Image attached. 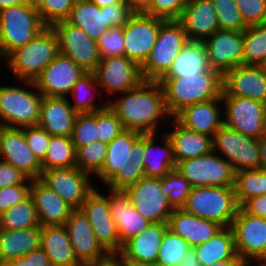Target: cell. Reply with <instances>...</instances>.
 <instances>
[{"instance_id": "cell-47", "label": "cell", "mask_w": 266, "mask_h": 266, "mask_svg": "<svg viewBox=\"0 0 266 266\" xmlns=\"http://www.w3.org/2000/svg\"><path fill=\"white\" fill-rule=\"evenodd\" d=\"M215 6L219 29L243 32L248 26L242 19L235 0H211Z\"/></svg>"}, {"instance_id": "cell-9", "label": "cell", "mask_w": 266, "mask_h": 266, "mask_svg": "<svg viewBox=\"0 0 266 266\" xmlns=\"http://www.w3.org/2000/svg\"><path fill=\"white\" fill-rule=\"evenodd\" d=\"M231 228L235 251L245 265L260 266L266 262V218L248 214L239 207Z\"/></svg>"}, {"instance_id": "cell-55", "label": "cell", "mask_w": 266, "mask_h": 266, "mask_svg": "<svg viewBox=\"0 0 266 266\" xmlns=\"http://www.w3.org/2000/svg\"><path fill=\"white\" fill-rule=\"evenodd\" d=\"M31 184L0 188V215L30 195Z\"/></svg>"}, {"instance_id": "cell-29", "label": "cell", "mask_w": 266, "mask_h": 266, "mask_svg": "<svg viewBox=\"0 0 266 266\" xmlns=\"http://www.w3.org/2000/svg\"><path fill=\"white\" fill-rule=\"evenodd\" d=\"M109 205L122 246L151 224L133 207L123 191L109 190Z\"/></svg>"}, {"instance_id": "cell-12", "label": "cell", "mask_w": 266, "mask_h": 266, "mask_svg": "<svg viewBox=\"0 0 266 266\" xmlns=\"http://www.w3.org/2000/svg\"><path fill=\"white\" fill-rule=\"evenodd\" d=\"M213 151L227 160L234 171L260 169L258 139L250 138L224 124L212 137Z\"/></svg>"}, {"instance_id": "cell-45", "label": "cell", "mask_w": 266, "mask_h": 266, "mask_svg": "<svg viewBox=\"0 0 266 266\" xmlns=\"http://www.w3.org/2000/svg\"><path fill=\"white\" fill-rule=\"evenodd\" d=\"M107 155V144L95 141L76 149V167L95 177L102 169Z\"/></svg>"}, {"instance_id": "cell-15", "label": "cell", "mask_w": 266, "mask_h": 266, "mask_svg": "<svg viewBox=\"0 0 266 266\" xmlns=\"http://www.w3.org/2000/svg\"><path fill=\"white\" fill-rule=\"evenodd\" d=\"M123 192L146 220L151 223H168L174 209L162 192L160 178L143 177Z\"/></svg>"}, {"instance_id": "cell-56", "label": "cell", "mask_w": 266, "mask_h": 266, "mask_svg": "<svg viewBox=\"0 0 266 266\" xmlns=\"http://www.w3.org/2000/svg\"><path fill=\"white\" fill-rule=\"evenodd\" d=\"M31 183L32 180L21 171L17 170L11 164L0 160V188Z\"/></svg>"}, {"instance_id": "cell-2", "label": "cell", "mask_w": 266, "mask_h": 266, "mask_svg": "<svg viewBox=\"0 0 266 266\" xmlns=\"http://www.w3.org/2000/svg\"><path fill=\"white\" fill-rule=\"evenodd\" d=\"M158 82L172 118L187 106L219 98L223 90L222 76L212 69L182 78L162 77Z\"/></svg>"}, {"instance_id": "cell-21", "label": "cell", "mask_w": 266, "mask_h": 266, "mask_svg": "<svg viewBox=\"0 0 266 266\" xmlns=\"http://www.w3.org/2000/svg\"><path fill=\"white\" fill-rule=\"evenodd\" d=\"M221 96L251 98L266 104V75L262 66L239 65L222 77Z\"/></svg>"}, {"instance_id": "cell-23", "label": "cell", "mask_w": 266, "mask_h": 266, "mask_svg": "<svg viewBox=\"0 0 266 266\" xmlns=\"http://www.w3.org/2000/svg\"><path fill=\"white\" fill-rule=\"evenodd\" d=\"M66 226L75 257L80 263H93L109 254L98 243L88 218L81 209H74Z\"/></svg>"}, {"instance_id": "cell-57", "label": "cell", "mask_w": 266, "mask_h": 266, "mask_svg": "<svg viewBox=\"0 0 266 266\" xmlns=\"http://www.w3.org/2000/svg\"><path fill=\"white\" fill-rule=\"evenodd\" d=\"M2 266H52L48 256L39 247L26 256L10 260Z\"/></svg>"}, {"instance_id": "cell-19", "label": "cell", "mask_w": 266, "mask_h": 266, "mask_svg": "<svg viewBox=\"0 0 266 266\" xmlns=\"http://www.w3.org/2000/svg\"><path fill=\"white\" fill-rule=\"evenodd\" d=\"M85 73L72 59L59 53L33 82L42 96L68 98L74 84Z\"/></svg>"}, {"instance_id": "cell-65", "label": "cell", "mask_w": 266, "mask_h": 266, "mask_svg": "<svg viewBox=\"0 0 266 266\" xmlns=\"http://www.w3.org/2000/svg\"><path fill=\"white\" fill-rule=\"evenodd\" d=\"M25 0H0V11L7 9L8 7L25 4Z\"/></svg>"}, {"instance_id": "cell-67", "label": "cell", "mask_w": 266, "mask_h": 266, "mask_svg": "<svg viewBox=\"0 0 266 266\" xmlns=\"http://www.w3.org/2000/svg\"><path fill=\"white\" fill-rule=\"evenodd\" d=\"M25 1L26 4L38 10L43 5L45 0H25Z\"/></svg>"}, {"instance_id": "cell-11", "label": "cell", "mask_w": 266, "mask_h": 266, "mask_svg": "<svg viewBox=\"0 0 266 266\" xmlns=\"http://www.w3.org/2000/svg\"><path fill=\"white\" fill-rule=\"evenodd\" d=\"M223 105V124L259 139L266 134V104L251 98L221 96Z\"/></svg>"}, {"instance_id": "cell-1", "label": "cell", "mask_w": 266, "mask_h": 266, "mask_svg": "<svg viewBox=\"0 0 266 266\" xmlns=\"http://www.w3.org/2000/svg\"><path fill=\"white\" fill-rule=\"evenodd\" d=\"M108 106L125 130L143 134L159 133L161 121L172 118L166 108L164 92L158 81H143L134 89L108 96ZM164 119V120H163Z\"/></svg>"}, {"instance_id": "cell-62", "label": "cell", "mask_w": 266, "mask_h": 266, "mask_svg": "<svg viewBox=\"0 0 266 266\" xmlns=\"http://www.w3.org/2000/svg\"><path fill=\"white\" fill-rule=\"evenodd\" d=\"M134 12H144L150 5L152 0H127Z\"/></svg>"}, {"instance_id": "cell-27", "label": "cell", "mask_w": 266, "mask_h": 266, "mask_svg": "<svg viewBox=\"0 0 266 266\" xmlns=\"http://www.w3.org/2000/svg\"><path fill=\"white\" fill-rule=\"evenodd\" d=\"M77 112L67 97L43 96L38 126L51 136H71Z\"/></svg>"}, {"instance_id": "cell-63", "label": "cell", "mask_w": 266, "mask_h": 266, "mask_svg": "<svg viewBox=\"0 0 266 266\" xmlns=\"http://www.w3.org/2000/svg\"><path fill=\"white\" fill-rule=\"evenodd\" d=\"M260 149V169H266V134L258 139Z\"/></svg>"}, {"instance_id": "cell-48", "label": "cell", "mask_w": 266, "mask_h": 266, "mask_svg": "<svg viewBox=\"0 0 266 266\" xmlns=\"http://www.w3.org/2000/svg\"><path fill=\"white\" fill-rule=\"evenodd\" d=\"M123 131L125 128L122 122L109 106L97 111V141L108 144Z\"/></svg>"}, {"instance_id": "cell-8", "label": "cell", "mask_w": 266, "mask_h": 266, "mask_svg": "<svg viewBox=\"0 0 266 266\" xmlns=\"http://www.w3.org/2000/svg\"><path fill=\"white\" fill-rule=\"evenodd\" d=\"M186 32L178 20H166L159 29L149 57L141 66L145 81H159L170 69L179 52L188 42Z\"/></svg>"}, {"instance_id": "cell-30", "label": "cell", "mask_w": 266, "mask_h": 266, "mask_svg": "<svg viewBox=\"0 0 266 266\" xmlns=\"http://www.w3.org/2000/svg\"><path fill=\"white\" fill-rule=\"evenodd\" d=\"M223 227L215 222L174 209L168 220V229L181 236L190 247L194 248L207 242Z\"/></svg>"}, {"instance_id": "cell-46", "label": "cell", "mask_w": 266, "mask_h": 266, "mask_svg": "<svg viewBox=\"0 0 266 266\" xmlns=\"http://www.w3.org/2000/svg\"><path fill=\"white\" fill-rule=\"evenodd\" d=\"M70 139L75 149L97 141V112L78 113Z\"/></svg>"}, {"instance_id": "cell-28", "label": "cell", "mask_w": 266, "mask_h": 266, "mask_svg": "<svg viewBox=\"0 0 266 266\" xmlns=\"http://www.w3.org/2000/svg\"><path fill=\"white\" fill-rule=\"evenodd\" d=\"M30 196L37 210L40 226L64 225L74 210L72 206L39 179L32 180Z\"/></svg>"}, {"instance_id": "cell-42", "label": "cell", "mask_w": 266, "mask_h": 266, "mask_svg": "<svg viewBox=\"0 0 266 266\" xmlns=\"http://www.w3.org/2000/svg\"><path fill=\"white\" fill-rule=\"evenodd\" d=\"M243 41L242 64L262 66L266 62V24L248 26Z\"/></svg>"}, {"instance_id": "cell-26", "label": "cell", "mask_w": 266, "mask_h": 266, "mask_svg": "<svg viewBox=\"0 0 266 266\" xmlns=\"http://www.w3.org/2000/svg\"><path fill=\"white\" fill-rule=\"evenodd\" d=\"M221 105L220 96L217 99L187 106L173 118L189 130L213 137L223 125V106Z\"/></svg>"}, {"instance_id": "cell-38", "label": "cell", "mask_w": 266, "mask_h": 266, "mask_svg": "<svg viewBox=\"0 0 266 266\" xmlns=\"http://www.w3.org/2000/svg\"><path fill=\"white\" fill-rule=\"evenodd\" d=\"M70 94L72 100L68 98L69 103L77 113H94L102 111L108 106L106 98L101 105L95 102L96 98L101 97L103 93L98 86L97 77L93 72H86L74 84Z\"/></svg>"}, {"instance_id": "cell-14", "label": "cell", "mask_w": 266, "mask_h": 266, "mask_svg": "<svg viewBox=\"0 0 266 266\" xmlns=\"http://www.w3.org/2000/svg\"><path fill=\"white\" fill-rule=\"evenodd\" d=\"M94 189L82 203L81 210L88 218L98 243L108 254H119L122 245L118 236L116 223L112 218L109 205V190L99 192Z\"/></svg>"}, {"instance_id": "cell-54", "label": "cell", "mask_w": 266, "mask_h": 266, "mask_svg": "<svg viewBox=\"0 0 266 266\" xmlns=\"http://www.w3.org/2000/svg\"><path fill=\"white\" fill-rule=\"evenodd\" d=\"M22 130L28 147L41 162L47 153L51 135L39 126L23 127Z\"/></svg>"}, {"instance_id": "cell-4", "label": "cell", "mask_w": 266, "mask_h": 266, "mask_svg": "<svg viewBox=\"0 0 266 266\" xmlns=\"http://www.w3.org/2000/svg\"><path fill=\"white\" fill-rule=\"evenodd\" d=\"M18 83L25 86L0 85V121L10 128L38 126L43 96L33 81Z\"/></svg>"}, {"instance_id": "cell-31", "label": "cell", "mask_w": 266, "mask_h": 266, "mask_svg": "<svg viewBox=\"0 0 266 266\" xmlns=\"http://www.w3.org/2000/svg\"><path fill=\"white\" fill-rule=\"evenodd\" d=\"M161 134L162 135H160V133L144 134L143 163L145 166V177L161 179L177 166L171 141L165 132ZM159 139L162 143L161 146L157 143Z\"/></svg>"}, {"instance_id": "cell-13", "label": "cell", "mask_w": 266, "mask_h": 266, "mask_svg": "<svg viewBox=\"0 0 266 266\" xmlns=\"http://www.w3.org/2000/svg\"><path fill=\"white\" fill-rule=\"evenodd\" d=\"M59 53L72 59L85 72H94L101 60L97 42L78 26L65 21L52 24Z\"/></svg>"}, {"instance_id": "cell-18", "label": "cell", "mask_w": 266, "mask_h": 266, "mask_svg": "<svg viewBox=\"0 0 266 266\" xmlns=\"http://www.w3.org/2000/svg\"><path fill=\"white\" fill-rule=\"evenodd\" d=\"M93 73L101 92L110 96L134 89L144 81L141 66L126 56L102 58Z\"/></svg>"}, {"instance_id": "cell-41", "label": "cell", "mask_w": 266, "mask_h": 266, "mask_svg": "<svg viewBox=\"0 0 266 266\" xmlns=\"http://www.w3.org/2000/svg\"><path fill=\"white\" fill-rule=\"evenodd\" d=\"M234 188L239 207L255 196L266 195V169L237 171Z\"/></svg>"}, {"instance_id": "cell-10", "label": "cell", "mask_w": 266, "mask_h": 266, "mask_svg": "<svg viewBox=\"0 0 266 266\" xmlns=\"http://www.w3.org/2000/svg\"><path fill=\"white\" fill-rule=\"evenodd\" d=\"M176 169L193 187H234L233 166L214 151L177 163Z\"/></svg>"}, {"instance_id": "cell-33", "label": "cell", "mask_w": 266, "mask_h": 266, "mask_svg": "<svg viewBox=\"0 0 266 266\" xmlns=\"http://www.w3.org/2000/svg\"><path fill=\"white\" fill-rule=\"evenodd\" d=\"M40 248L52 266H79L65 225L41 226Z\"/></svg>"}, {"instance_id": "cell-39", "label": "cell", "mask_w": 266, "mask_h": 266, "mask_svg": "<svg viewBox=\"0 0 266 266\" xmlns=\"http://www.w3.org/2000/svg\"><path fill=\"white\" fill-rule=\"evenodd\" d=\"M33 227L41 226L30 195L0 215V229L20 230Z\"/></svg>"}, {"instance_id": "cell-44", "label": "cell", "mask_w": 266, "mask_h": 266, "mask_svg": "<svg viewBox=\"0 0 266 266\" xmlns=\"http://www.w3.org/2000/svg\"><path fill=\"white\" fill-rule=\"evenodd\" d=\"M189 248L191 247L181 236L167 229L159 248L156 264L158 266L181 265Z\"/></svg>"}, {"instance_id": "cell-70", "label": "cell", "mask_w": 266, "mask_h": 266, "mask_svg": "<svg viewBox=\"0 0 266 266\" xmlns=\"http://www.w3.org/2000/svg\"><path fill=\"white\" fill-rule=\"evenodd\" d=\"M79 266H93V263H89V264L81 263Z\"/></svg>"}, {"instance_id": "cell-51", "label": "cell", "mask_w": 266, "mask_h": 266, "mask_svg": "<svg viewBox=\"0 0 266 266\" xmlns=\"http://www.w3.org/2000/svg\"><path fill=\"white\" fill-rule=\"evenodd\" d=\"M187 2L188 0H152L143 13L165 20H178Z\"/></svg>"}, {"instance_id": "cell-32", "label": "cell", "mask_w": 266, "mask_h": 266, "mask_svg": "<svg viewBox=\"0 0 266 266\" xmlns=\"http://www.w3.org/2000/svg\"><path fill=\"white\" fill-rule=\"evenodd\" d=\"M172 130L167 131L176 163L204 156L213 151L212 137L189 130L171 118Z\"/></svg>"}, {"instance_id": "cell-61", "label": "cell", "mask_w": 266, "mask_h": 266, "mask_svg": "<svg viewBox=\"0 0 266 266\" xmlns=\"http://www.w3.org/2000/svg\"><path fill=\"white\" fill-rule=\"evenodd\" d=\"M181 266H201L194 248L191 247L188 249L185 256L183 257Z\"/></svg>"}, {"instance_id": "cell-50", "label": "cell", "mask_w": 266, "mask_h": 266, "mask_svg": "<svg viewBox=\"0 0 266 266\" xmlns=\"http://www.w3.org/2000/svg\"><path fill=\"white\" fill-rule=\"evenodd\" d=\"M102 58L124 56V33L122 27H111L105 31L97 41Z\"/></svg>"}, {"instance_id": "cell-3", "label": "cell", "mask_w": 266, "mask_h": 266, "mask_svg": "<svg viewBox=\"0 0 266 266\" xmlns=\"http://www.w3.org/2000/svg\"><path fill=\"white\" fill-rule=\"evenodd\" d=\"M59 54L56 35L51 27L47 26L31 41L15 48L2 60L7 70L17 80L34 79Z\"/></svg>"}, {"instance_id": "cell-36", "label": "cell", "mask_w": 266, "mask_h": 266, "mask_svg": "<svg viewBox=\"0 0 266 266\" xmlns=\"http://www.w3.org/2000/svg\"><path fill=\"white\" fill-rule=\"evenodd\" d=\"M209 69L207 52L203 41L189 40L163 77L182 78V76H194Z\"/></svg>"}, {"instance_id": "cell-49", "label": "cell", "mask_w": 266, "mask_h": 266, "mask_svg": "<svg viewBox=\"0 0 266 266\" xmlns=\"http://www.w3.org/2000/svg\"><path fill=\"white\" fill-rule=\"evenodd\" d=\"M76 0H45L38 9L39 16L46 26L65 21Z\"/></svg>"}, {"instance_id": "cell-24", "label": "cell", "mask_w": 266, "mask_h": 266, "mask_svg": "<svg viewBox=\"0 0 266 266\" xmlns=\"http://www.w3.org/2000/svg\"><path fill=\"white\" fill-rule=\"evenodd\" d=\"M168 223H151L140 234L128 240L118 254L125 263L156 264Z\"/></svg>"}, {"instance_id": "cell-16", "label": "cell", "mask_w": 266, "mask_h": 266, "mask_svg": "<svg viewBox=\"0 0 266 266\" xmlns=\"http://www.w3.org/2000/svg\"><path fill=\"white\" fill-rule=\"evenodd\" d=\"M165 19L135 12L123 26L124 56L140 66L150 55Z\"/></svg>"}, {"instance_id": "cell-17", "label": "cell", "mask_w": 266, "mask_h": 266, "mask_svg": "<svg viewBox=\"0 0 266 266\" xmlns=\"http://www.w3.org/2000/svg\"><path fill=\"white\" fill-rule=\"evenodd\" d=\"M90 176L75 166L43 170L39 180L74 209H80L87 196L97 188Z\"/></svg>"}, {"instance_id": "cell-58", "label": "cell", "mask_w": 266, "mask_h": 266, "mask_svg": "<svg viewBox=\"0 0 266 266\" xmlns=\"http://www.w3.org/2000/svg\"><path fill=\"white\" fill-rule=\"evenodd\" d=\"M241 208L250 215L266 218V195L255 196L247 200Z\"/></svg>"}, {"instance_id": "cell-68", "label": "cell", "mask_w": 266, "mask_h": 266, "mask_svg": "<svg viewBox=\"0 0 266 266\" xmlns=\"http://www.w3.org/2000/svg\"><path fill=\"white\" fill-rule=\"evenodd\" d=\"M126 266H158L157 264H133V263H126Z\"/></svg>"}, {"instance_id": "cell-7", "label": "cell", "mask_w": 266, "mask_h": 266, "mask_svg": "<svg viewBox=\"0 0 266 266\" xmlns=\"http://www.w3.org/2000/svg\"><path fill=\"white\" fill-rule=\"evenodd\" d=\"M47 26L28 4L0 11V62L15 48L31 41Z\"/></svg>"}, {"instance_id": "cell-6", "label": "cell", "mask_w": 266, "mask_h": 266, "mask_svg": "<svg viewBox=\"0 0 266 266\" xmlns=\"http://www.w3.org/2000/svg\"><path fill=\"white\" fill-rule=\"evenodd\" d=\"M134 13L127 0L101 8L89 0H76L66 21L97 42L109 28L124 26Z\"/></svg>"}, {"instance_id": "cell-72", "label": "cell", "mask_w": 266, "mask_h": 266, "mask_svg": "<svg viewBox=\"0 0 266 266\" xmlns=\"http://www.w3.org/2000/svg\"><path fill=\"white\" fill-rule=\"evenodd\" d=\"M260 266H266V262L265 263H262Z\"/></svg>"}, {"instance_id": "cell-22", "label": "cell", "mask_w": 266, "mask_h": 266, "mask_svg": "<svg viewBox=\"0 0 266 266\" xmlns=\"http://www.w3.org/2000/svg\"><path fill=\"white\" fill-rule=\"evenodd\" d=\"M0 160L11 164L30 180L39 179L41 162L28 147L22 128L6 127L1 136Z\"/></svg>"}, {"instance_id": "cell-34", "label": "cell", "mask_w": 266, "mask_h": 266, "mask_svg": "<svg viewBox=\"0 0 266 266\" xmlns=\"http://www.w3.org/2000/svg\"><path fill=\"white\" fill-rule=\"evenodd\" d=\"M143 133L134 130H125L107 144V155L102 169L95 175L106 185L129 162V155L134 143Z\"/></svg>"}, {"instance_id": "cell-20", "label": "cell", "mask_w": 266, "mask_h": 266, "mask_svg": "<svg viewBox=\"0 0 266 266\" xmlns=\"http://www.w3.org/2000/svg\"><path fill=\"white\" fill-rule=\"evenodd\" d=\"M203 43L209 68L222 77L234 67L242 65L243 32L219 29Z\"/></svg>"}, {"instance_id": "cell-66", "label": "cell", "mask_w": 266, "mask_h": 266, "mask_svg": "<svg viewBox=\"0 0 266 266\" xmlns=\"http://www.w3.org/2000/svg\"><path fill=\"white\" fill-rule=\"evenodd\" d=\"M89 1L97 4L101 8V7L121 3L124 0H89Z\"/></svg>"}, {"instance_id": "cell-69", "label": "cell", "mask_w": 266, "mask_h": 266, "mask_svg": "<svg viewBox=\"0 0 266 266\" xmlns=\"http://www.w3.org/2000/svg\"><path fill=\"white\" fill-rule=\"evenodd\" d=\"M6 125L0 121V142H1V136L4 130L6 129Z\"/></svg>"}, {"instance_id": "cell-71", "label": "cell", "mask_w": 266, "mask_h": 266, "mask_svg": "<svg viewBox=\"0 0 266 266\" xmlns=\"http://www.w3.org/2000/svg\"><path fill=\"white\" fill-rule=\"evenodd\" d=\"M262 68H263L265 75H266V62L262 65Z\"/></svg>"}, {"instance_id": "cell-43", "label": "cell", "mask_w": 266, "mask_h": 266, "mask_svg": "<svg viewBox=\"0 0 266 266\" xmlns=\"http://www.w3.org/2000/svg\"><path fill=\"white\" fill-rule=\"evenodd\" d=\"M192 185L175 168L161 178V189L173 209H182L191 193Z\"/></svg>"}, {"instance_id": "cell-64", "label": "cell", "mask_w": 266, "mask_h": 266, "mask_svg": "<svg viewBox=\"0 0 266 266\" xmlns=\"http://www.w3.org/2000/svg\"><path fill=\"white\" fill-rule=\"evenodd\" d=\"M201 266H246L241 260H222L214 264L210 263L209 265Z\"/></svg>"}, {"instance_id": "cell-37", "label": "cell", "mask_w": 266, "mask_h": 266, "mask_svg": "<svg viewBox=\"0 0 266 266\" xmlns=\"http://www.w3.org/2000/svg\"><path fill=\"white\" fill-rule=\"evenodd\" d=\"M194 249L200 265L214 264L222 260H240L235 251L234 233L231 227H223L211 239Z\"/></svg>"}, {"instance_id": "cell-53", "label": "cell", "mask_w": 266, "mask_h": 266, "mask_svg": "<svg viewBox=\"0 0 266 266\" xmlns=\"http://www.w3.org/2000/svg\"><path fill=\"white\" fill-rule=\"evenodd\" d=\"M247 26L266 24V0H235Z\"/></svg>"}, {"instance_id": "cell-40", "label": "cell", "mask_w": 266, "mask_h": 266, "mask_svg": "<svg viewBox=\"0 0 266 266\" xmlns=\"http://www.w3.org/2000/svg\"><path fill=\"white\" fill-rule=\"evenodd\" d=\"M43 170L76 166V149L66 136H51L47 153L41 161Z\"/></svg>"}, {"instance_id": "cell-25", "label": "cell", "mask_w": 266, "mask_h": 266, "mask_svg": "<svg viewBox=\"0 0 266 266\" xmlns=\"http://www.w3.org/2000/svg\"><path fill=\"white\" fill-rule=\"evenodd\" d=\"M178 21L188 40L203 41L219 30L217 12L211 0H188Z\"/></svg>"}, {"instance_id": "cell-59", "label": "cell", "mask_w": 266, "mask_h": 266, "mask_svg": "<svg viewBox=\"0 0 266 266\" xmlns=\"http://www.w3.org/2000/svg\"><path fill=\"white\" fill-rule=\"evenodd\" d=\"M144 134L134 143L129 160L132 164H144Z\"/></svg>"}, {"instance_id": "cell-52", "label": "cell", "mask_w": 266, "mask_h": 266, "mask_svg": "<svg viewBox=\"0 0 266 266\" xmlns=\"http://www.w3.org/2000/svg\"><path fill=\"white\" fill-rule=\"evenodd\" d=\"M144 164H129L120 171L105 185L106 190L123 191L126 187L138 182L145 177Z\"/></svg>"}, {"instance_id": "cell-60", "label": "cell", "mask_w": 266, "mask_h": 266, "mask_svg": "<svg viewBox=\"0 0 266 266\" xmlns=\"http://www.w3.org/2000/svg\"><path fill=\"white\" fill-rule=\"evenodd\" d=\"M93 266H126L118 254H109L105 259L93 262Z\"/></svg>"}, {"instance_id": "cell-5", "label": "cell", "mask_w": 266, "mask_h": 266, "mask_svg": "<svg viewBox=\"0 0 266 266\" xmlns=\"http://www.w3.org/2000/svg\"><path fill=\"white\" fill-rule=\"evenodd\" d=\"M182 209L222 227H231L239 205L234 187H192Z\"/></svg>"}, {"instance_id": "cell-35", "label": "cell", "mask_w": 266, "mask_h": 266, "mask_svg": "<svg viewBox=\"0 0 266 266\" xmlns=\"http://www.w3.org/2000/svg\"><path fill=\"white\" fill-rule=\"evenodd\" d=\"M41 227L20 230L0 229V263L24 257L40 247Z\"/></svg>"}]
</instances>
